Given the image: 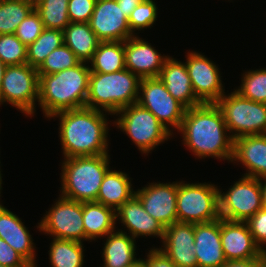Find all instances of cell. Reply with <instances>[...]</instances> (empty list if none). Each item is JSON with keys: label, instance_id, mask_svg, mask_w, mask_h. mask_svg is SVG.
<instances>
[{"label": "cell", "instance_id": "1", "mask_svg": "<svg viewBox=\"0 0 266 267\" xmlns=\"http://www.w3.org/2000/svg\"><path fill=\"white\" fill-rule=\"evenodd\" d=\"M178 132L182 134L184 146L196 157L232 160L234 139L216 103L186 109Z\"/></svg>", "mask_w": 266, "mask_h": 267}, {"label": "cell", "instance_id": "2", "mask_svg": "<svg viewBox=\"0 0 266 267\" xmlns=\"http://www.w3.org/2000/svg\"><path fill=\"white\" fill-rule=\"evenodd\" d=\"M106 116V112L86 106L51 116L59 118V139L64 158L109 154Z\"/></svg>", "mask_w": 266, "mask_h": 267}, {"label": "cell", "instance_id": "3", "mask_svg": "<svg viewBox=\"0 0 266 267\" xmlns=\"http://www.w3.org/2000/svg\"><path fill=\"white\" fill-rule=\"evenodd\" d=\"M87 64L80 62L54 74H39L38 104L45 117L85 107L91 74Z\"/></svg>", "mask_w": 266, "mask_h": 267}, {"label": "cell", "instance_id": "4", "mask_svg": "<svg viewBox=\"0 0 266 267\" xmlns=\"http://www.w3.org/2000/svg\"><path fill=\"white\" fill-rule=\"evenodd\" d=\"M140 80L126 68L113 73L91 72L85 106L115 115L137 103Z\"/></svg>", "mask_w": 266, "mask_h": 267}, {"label": "cell", "instance_id": "5", "mask_svg": "<svg viewBox=\"0 0 266 267\" xmlns=\"http://www.w3.org/2000/svg\"><path fill=\"white\" fill-rule=\"evenodd\" d=\"M109 156L64 158L59 196L79 202L96 201L103 178L110 169Z\"/></svg>", "mask_w": 266, "mask_h": 267}, {"label": "cell", "instance_id": "6", "mask_svg": "<svg viewBox=\"0 0 266 267\" xmlns=\"http://www.w3.org/2000/svg\"><path fill=\"white\" fill-rule=\"evenodd\" d=\"M216 105L222 112L233 139L266 133V103H258L233 91L223 95Z\"/></svg>", "mask_w": 266, "mask_h": 267}, {"label": "cell", "instance_id": "7", "mask_svg": "<svg viewBox=\"0 0 266 267\" xmlns=\"http://www.w3.org/2000/svg\"><path fill=\"white\" fill-rule=\"evenodd\" d=\"M115 115H119V118L113 124L125 132L143 154L150 153L156 146L172 137L159 120L138 103L122 108Z\"/></svg>", "mask_w": 266, "mask_h": 267}, {"label": "cell", "instance_id": "8", "mask_svg": "<svg viewBox=\"0 0 266 267\" xmlns=\"http://www.w3.org/2000/svg\"><path fill=\"white\" fill-rule=\"evenodd\" d=\"M219 188L208 183L178 181L177 222L205 223L219 216Z\"/></svg>", "mask_w": 266, "mask_h": 267}, {"label": "cell", "instance_id": "9", "mask_svg": "<svg viewBox=\"0 0 266 267\" xmlns=\"http://www.w3.org/2000/svg\"><path fill=\"white\" fill-rule=\"evenodd\" d=\"M39 97V74L29 64L8 65L0 91V106L7 102L23 114L32 117Z\"/></svg>", "mask_w": 266, "mask_h": 267}, {"label": "cell", "instance_id": "10", "mask_svg": "<svg viewBox=\"0 0 266 267\" xmlns=\"http://www.w3.org/2000/svg\"><path fill=\"white\" fill-rule=\"evenodd\" d=\"M227 192L219 188V216L229 221L246 222L262 205L260 179L242 176Z\"/></svg>", "mask_w": 266, "mask_h": 267}, {"label": "cell", "instance_id": "11", "mask_svg": "<svg viewBox=\"0 0 266 267\" xmlns=\"http://www.w3.org/2000/svg\"><path fill=\"white\" fill-rule=\"evenodd\" d=\"M137 103L149 110L172 135L174 128L179 130L186 108L173 98L159 77L140 80Z\"/></svg>", "mask_w": 266, "mask_h": 267}, {"label": "cell", "instance_id": "12", "mask_svg": "<svg viewBox=\"0 0 266 267\" xmlns=\"http://www.w3.org/2000/svg\"><path fill=\"white\" fill-rule=\"evenodd\" d=\"M56 201L38 223L37 229L53 238L83 243L85 240L83 202L62 196Z\"/></svg>", "mask_w": 266, "mask_h": 267}, {"label": "cell", "instance_id": "13", "mask_svg": "<svg viewBox=\"0 0 266 267\" xmlns=\"http://www.w3.org/2000/svg\"><path fill=\"white\" fill-rule=\"evenodd\" d=\"M186 67L196 97L202 103H216L224 94L219 68L198 52H188Z\"/></svg>", "mask_w": 266, "mask_h": 267}, {"label": "cell", "instance_id": "14", "mask_svg": "<svg viewBox=\"0 0 266 267\" xmlns=\"http://www.w3.org/2000/svg\"><path fill=\"white\" fill-rule=\"evenodd\" d=\"M178 181L153 182L135 191L145 211L159 221L163 227L177 222Z\"/></svg>", "mask_w": 266, "mask_h": 267}, {"label": "cell", "instance_id": "15", "mask_svg": "<svg viewBox=\"0 0 266 267\" xmlns=\"http://www.w3.org/2000/svg\"><path fill=\"white\" fill-rule=\"evenodd\" d=\"M88 23L100 41L124 42L134 36L128 18L116 0H96Z\"/></svg>", "mask_w": 266, "mask_h": 267}, {"label": "cell", "instance_id": "16", "mask_svg": "<svg viewBox=\"0 0 266 267\" xmlns=\"http://www.w3.org/2000/svg\"><path fill=\"white\" fill-rule=\"evenodd\" d=\"M220 235L227 261L266 257V253L255 243L246 222L220 218Z\"/></svg>", "mask_w": 266, "mask_h": 267}, {"label": "cell", "instance_id": "17", "mask_svg": "<svg viewBox=\"0 0 266 267\" xmlns=\"http://www.w3.org/2000/svg\"><path fill=\"white\" fill-rule=\"evenodd\" d=\"M161 250L177 267H198L194 223L175 222L165 227Z\"/></svg>", "mask_w": 266, "mask_h": 267}, {"label": "cell", "instance_id": "18", "mask_svg": "<svg viewBox=\"0 0 266 267\" xmlns=\"http://www.w3.org/2000/svg\"><path fill=\"white\" fill-rule=\"evenodd\" d=\"M125 67L140 79L159 77L165 60L148 41L137 35L124 41Z\"/></svg>", "mask_w": 266, "mask_h": 267}, {"label": "cell", "instance_id": "19", "mask_svg": "<svg viewBox=\"0 0 266 267\" xmlns=\"http://www.w3.org/2000/svg\"><path fill=\"white\" fill-rule=\"evenodd\" d=\"M194 237L198 267H220L227 261L221 244L220 218L211 222L195 223Z\"/></svg>", "mask_w": 266, "mask_h": 267}, {"label": "cell", "instance_id": "20", "mask_svg": "<svg viewBox=\"0 0 266 267\" xmlns=\"http://www.w3.org/2000/svg\"><path fill=\"white\" fill-rule=\"evenodd\" d=\"M116 219L121 221L127 234H130L135 240L139 236L159 237L163 239L165 228L163 225L149 215L139 198L134 194L129 200L116 210Z\"/></svg>", "mask_w": 266, "mask_h": 267}, {"label": "cell", "instance_id": "21", "mask_svg": "<svg viewBox=\"0 0 266 267\" xmlns=\"http://www.w3.org/2000/svg\"><path fill=\"white\" fill-rule=\"evenodd\" d=\"M235 161L246 167L244 176L266 177V133L235 138L231 162Z\"/></svg>", "mask_w": 266, "mask_h": 267}, {"label": "cell", "instance_id": "22", "mask_svg": "<svg viewBox=\"0 0 266 267\" xmlns=\"http://www.w3.org/2000/svg\"><path fill=\"white\" fill-rule=\"evenodd\" d=\"M0 238L18 252L32 267H37L35 262V244L29 230L21 218L4 207L1 202Z\"/></svg>", "mask_w": 266, "mask_h": 267}, {"label": "cell", "instance_id": "23", "mask_svg": "<svg viewBox=\"0 0 266 267\" xmlns=\"http://www.w3.org/2000/svg\"><path fill=\"white\" fill-rule=\"evenodd\" d=\"M159 78L173 98L186 109L202 104L193 91L185 63L169 56L164 62Z\"/></svg>", "mask_w": 266, "mask_h": 267}, {"label": "cell", "instance_id": "24", "mask_svg": "<svg viewBox=\"0 0 266 267\" xmlns=\"http://www.w3.org/2000/svg\"><path fill=\"white\" fill-rule=\"evenodd\" d=\"M106 236L102 249L103 267H130L140 260L135 257V239L125 231L114 230Z\"/></svg>", "mask_w": 266, "mask_h": 267}, {"label": "cell", "instance_id": "25", "mask_svg": "<svg viewBox=\"0 0 266 267\" xmlns=\"http://www.w3.org/2000/svg\"><path fill=\"white\" fill-rule=\"evenodd\" d=\"M116 221L114 209L95 201L83 202L85 241L92 242L113 232Z\"/></svg>", "mask_w": 266, "mask_h": 267}, {"label": "cell", "instance_id": "26", "mask_svg": "<svg viewBox=\"0 0 266 267\" xmlns=\"http://www.w3.org/2000/svg\"><path fill=\"white\" fill-rule=\"evenodd\" d=\"M131 178L127 173L109 169L101 183L97 200L115 211L134 194Z\"/></svg>", "mask_w": 266, "mask_h": 267}, {"label": "cell", "instance_id": "27", "mask_svg": "<svg viewBox=\"0 0 266 267\" xmlns=\"http://www.w3.org/2000/svg\"><path fill=\"white\" fill-rule=\"evenodd\" d=\"M64 44L68 46L81 62L88 63L100 40L90 28L89 23L70 22L63 30Z\"/></svg>", "mask_w": 266, "mask_h": 267}, {"label": "cell", "instance_id": "28", "mask_svg": "<svg viewBox=\"0 0 266 267\" xmlns=\"http://www.w3.org/2000/svg\"><path fill=\"white\" fill-rule=\"evenodd\" d=\"M91 72L113 73L125 69L123 41H100L89 61Z\"/></svg>", "mask_w": 266, "mask_h": 267}, {"label": "cell", "instance_id": "29", "mask_svg": "<svg viewBox=\"0 0 266 267\" xmlns=\"http://www.w3.org/2000/svg\"><path fill=\"white\" fill-rule=\"evenodd\" d=\"M49 260L52 267H82L84 247L82 242L53 238L50 243Z\"/></svg>", "mask_w": 266, "mask_h": 267}, {"label": "cell", "instance_id": "30", "mask_svg": "<svg viewBox=\"0 0 266 267\" xmlns=\"http://www.w3.org/2000/svg\"><path fill=\"white\" fill-rule=\"evenodd\" d=\"M63 44V31L44 28L40 36L27 47V64L38 69L46 57Z\"/></svg>", "mask_w": 266, "mask_h": 267}, {"label": "cell", "instance_id": "31", "mask_svg": "<svg viewBox=\"0 0 266 267\" xmlns=\"http://www.w3.org/2000/svg\"><path fill=\"white\" fill-rule=\"evenodd\" d=\"M34 7L21 0H0V34H15Z\"/></svg>", "mask_w": 266, "mask_h": 267}, {"label": "cell", "instance_id": "32", "mask_svg": "<svg viewBox=\"0 0 266 267\" xmlns=\"http://www.w3.org/2000/svg\"><path fill=\"white\" fill-rule=\"evenodd\" d=\"M69 0H42L34 9L39 13L44 28L63 31L70 23Z\"/></svg>", "mask_w": 266, "mask_h": 267}, {"label": "cell", "instance_id": "33", "mask_svg": "<svg viewBox=\"0 0 266 267\" xmlns=\"http://www.w3.org/2000/svg\"><path fill=\"white\" fill-rule=\"evenodd\" d=\"M241 84L235 89L242 97L258 103H266V68L245 71Z\"/></svg>", "mask_w": 266, "mask_h": 267}, {"label": "cell", "instance_id": "34", "mask_svg": "<svg viewBox=\"0 0 266 267\" xmlns=\"http://www.w3.org/2000/svg\"><path fill=\"white\" fill-rule=\"evenodd\" d=\"M80 62L73 51L63 44L46 57L45 61L37 69V72L38 74H54L75 67Z\"/></svg>", "mask_w": 266, "mask_h": 267}, {"label": "cell", "instance_id": "35", "mask_svg": "<svg viewBox=\"0 0 266 267\" xmlns=\"http://www.w3.org/2000/svg\"><path fill=\"white\" fill-rule=\"evenodd\" d=\"M0 58L8 65L27 63V47L15 34H0Z\"/></svg>", "mask_w": 266, "mask_h": 267}, {"label": "cell", "instance_id": "36", "mask_svg": "<svg viewBox=\"0 0 266 267\" xmlns=\"http://www.w3.org/2000/svg\"><path fill=\"white\" fill-rule=\"evenodd\" d=\"M153 0H143L139 3L128 18V25L131 32L135 35L136 30L151 28L158 17V7Z\"/></svg>", "mask_w": 266, "mask_h": 267}, {"label": "cell", "instance_id": "37", "mask_svg": "<svg viewBox=\"0 0 266 267\" xmlns=\"http://www.w3.org/2000/svg\"><path fill=\"white\" fill-rule=\"evenodd\" d=\"M44 30L39 13L33 9L29 15L19 24L15 32L16 37L28 47Z\"/></svg>", "mask_w": 266, "mask_h": 267}, {"label": "cell", "instance_id": "38", "mask_svg": "<svg viewBox=\"0 0 266 267\" xmlns=\"http://www.w3.org/2000/svg\"><path fill=\"white\" fill-rule=\"evenodd\" d=\"M255 243L266 253V209L261 208L246 221Z\"/></svg>", "mask_w": 266, "mask_h": 267}, {"label": "cell", "instance_id": "39", "mask_svg": "<svg viewBox=\"0 0 266 267\" xmlns=\"http://www.w3.org/2000/svg\"><path fill=\"white\" fill-rule=\"evenodd\" d=\"M96 0H69L68 17L70 22L88 23L94 11Z\"/></svg>", "mask_w": 266, "mask_h": 267}, {"label": "cell", "instance_id": "40", "mask_svg": "<svg viewBox=\"0 0 266 267\" xmlns=\"http://www.w3.org/2000/svg\"><path fill=\"white\" fill-rule=\"evenodd\" d=\"M0 264L8 267H32L2 238H0Z\"/></svg>", "mask_w": 266, "mask_h": 267}, {"label": "cell", "instance_id": "41", "mask_svg": "<svg viewBox=\"0 0 266 267\" xmlns=\"http://www.w3.org/2000/svg\"><path fill=\"white\" fill-rule=\"evenodd\" d=\"M147 258L142 259L144 267H177L161 250L151 248L146 255Z\"/></svg>", "mask_w": 266, "mask_h": 267}, {"label": "cell", "instance_id": "42", "mask_svg": "<svg viewBox=\"0 0 266 267\" xmlns=\"http://www.w3.org/2000/svg\"><path fill=\"white\" fill-rule=\"evenodd\" d=\"M220 267H266V257L226 261Z\"/></svg>", "mask_w": 266, "mask_h": 267}, {"label": "cell", "instance_id": "43", "mask_svg": "<svg viewBox=\"0 0 266 267\" xmlns=\"http://www.w3.org/2000/svg\"><path fill=\"white\" fill-rule=\"evenodd\" d=\"M118 6L124 11L125 16L129 18L134 8L143 0H116Z\"/></svg>", "mask_w": 266, "mask_h": 267}, {"label": "cell", "instance_id": "44", "mask_svg": "<svg viewBox=\"0 0 266 267\" xmlns=\"http://www.w3.org/2000/svg\"><path fill=\"white\" fill-rule=\"evenodd\" d=\"M263 180V181H262ZM262 190V205L266 209V177L260 179Z\"/></svg>", "mask_w": 266, "mask_h": 267}, {"label": "cell", "instance_id": "45", "mask_svg": "<svg viewBox=\"0 0 266 267\" xmlns=\"http://www.w3.org/2000/svg\"><path fill=\"white\" fill-rule=\"evenodd\" d=\"M6 66L7 65L0 58V91H1V87H2V80L4 77V71H5Z\"/></svg>", "mask_w": 266, "mask_h": 267}, {"label": "cell", "instance_id": "46", "mask_svg": "<svg viewBox=\"0 0 266 267\" xmlns=\"http://www.w3.org/2000/svg\"><path fill=\"white\" fill-rule=\"evenodd\" d=\"M21 1H24L35 8L42 0H21Z\"/></svg>", "mask_w": 266, "mask_h": 267}, {"label": "cell", "instance_id": "47", "mask_svg": "<svg viewBox=\"0 0 266 267\" xmlns=\"http://www.w3.org/2000/svg\"><path fill=\"white\" fill-rule=\"evenodd\" d=\"M130 267H144L143 260L140 258L138 262H136L134 265Z\"/></svg>", "mask_w": 266, "mask_h": 267}, {"label": "cell", "instance_id": "48", "mask_svg": "<svg viewBox=\"0 0 266 267\" xmlns=\"http://www.w3.org/2000/svg\"><path fill=\"white\" fill-rule=\"evenodd\" d=\"M2 174H1V170H0V194H1V188H2V186H1V184H2V176H1Z\"/></svg>", "mask_w": 266, "mask_h": 267}]
</instances>
